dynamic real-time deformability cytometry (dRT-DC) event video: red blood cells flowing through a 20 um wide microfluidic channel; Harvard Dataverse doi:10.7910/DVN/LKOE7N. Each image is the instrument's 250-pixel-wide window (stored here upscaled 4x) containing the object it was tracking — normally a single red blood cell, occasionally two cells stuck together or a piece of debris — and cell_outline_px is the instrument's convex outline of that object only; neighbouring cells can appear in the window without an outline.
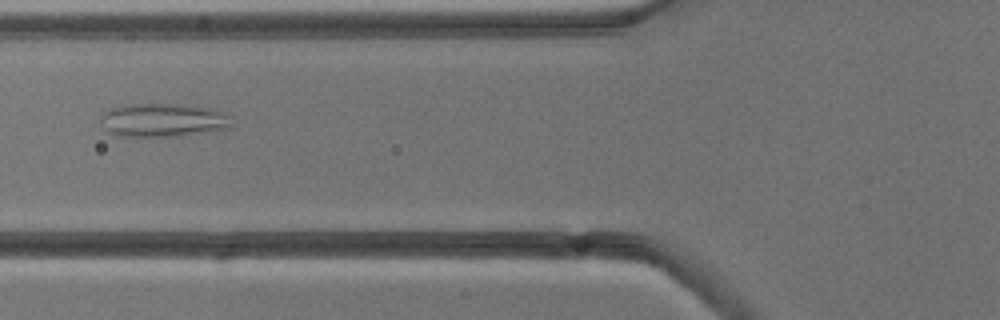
{"species": "common noctule bat (a hibernating species)", "species_latin": "Nyctalus noctula", "temperature_condition": "cold", "stored_images_in_passage": 8, "camera_frame_rate_fps": 3000, "um_per_image_px": 0.085, "animal": {"sex": "male", "body_mass_g": 13.3}, "frame": {"image": 1, "passage_image": 5, "time_ms": 5.667, "image_size_px": [1000, 320], "cell_outline_px": [[232, 124], [228, 128], [204, 132], [172, 136], [116, 136], [104, 128], [100, 116], [104, 112], [112, 108], [124, 104], [180, 104], [228, 112]], "centroid_in_image_um": [13.84, 10.2], "position_along_channel_um": 112.0, "area_um2": 25.37}}